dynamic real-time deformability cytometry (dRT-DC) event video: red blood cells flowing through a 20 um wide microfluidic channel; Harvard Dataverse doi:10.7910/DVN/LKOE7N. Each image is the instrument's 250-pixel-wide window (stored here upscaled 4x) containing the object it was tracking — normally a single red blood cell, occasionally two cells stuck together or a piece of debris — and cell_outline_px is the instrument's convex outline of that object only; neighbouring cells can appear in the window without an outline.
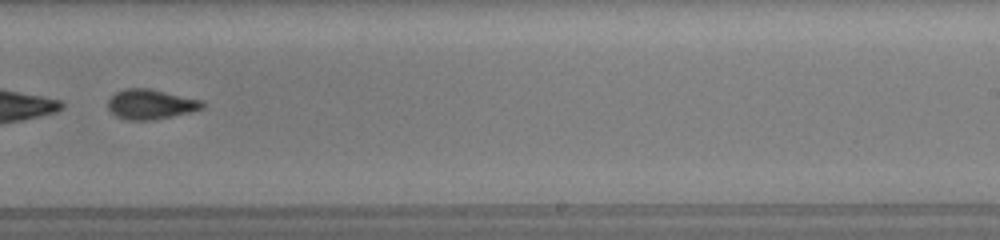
{"species": "common noctule bat (a hibernating species)", "species_latin": "Nyctalus noctula", "temperature_condition": "room temperature", "stored_images_in_passage": 32, "camera_frame_rate_fps": 3000, "um_per_image_px": 0.085, "animal": {"sex": "female", "body_mass_g": 19.5, "forearm_length_mm": 54.1}, "frame": {"image": 1, "passage_image": 19, "time_ms": 6.0, "image_size_px": [1000, 240], "cell_outline_px": [[204, 108], [172, 116], [152, 120], [128, 120], [116, 116], [108, 108], [108, 100], [116, 92], [124, 88], [152, 88], [204, 100]], "centroid_in_image_um": [12.83, 8.84], "position_along_channel_um": 276.2, "area_um2": 16.59}, "authors_computed_cell_mechanics": {"area_um2": 16.5597, "velocity_mm_per_s": 3.9762, "shape_relaxation_time_tau1_ms": null, "shape_relaxation_time_tau2_ms": 4.9304, "deformation_change_tau1": null, "deformation_change_tau2": 0.0782}}